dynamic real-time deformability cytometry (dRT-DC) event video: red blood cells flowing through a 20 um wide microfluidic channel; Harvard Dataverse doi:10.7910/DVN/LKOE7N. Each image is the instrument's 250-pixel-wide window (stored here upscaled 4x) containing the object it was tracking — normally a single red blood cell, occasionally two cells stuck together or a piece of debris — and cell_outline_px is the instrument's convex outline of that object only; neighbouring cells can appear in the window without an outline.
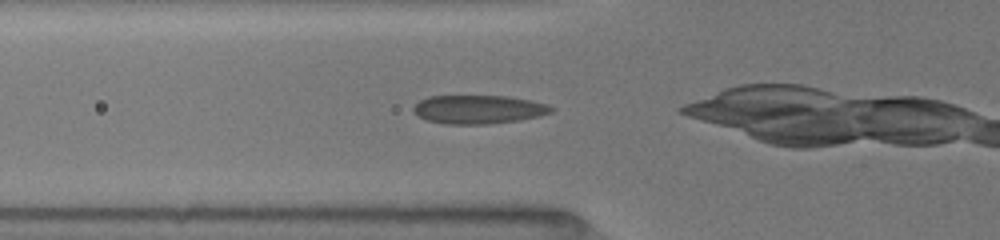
{"species": "common noctule bat (a hibernating species)", "species_latin": "Nyctalus noctula", "temperature_condition": "room temperature", "stored_images_in_passage": 24, "camera_frame_rate_fps": 3000, "um_per_image_px": 0.085, "animal": {"sex": "female", "body_mass_g": 19.5, "forearm_length_mm": 54.1}, "frame": {"image": 1, "passage_image": 2, "time_ms": 0.333, "image_size_px": [1000, 240], "cell_outline_px": [[552, 112], [540, 116], [520, 120], [488, 124], [444, 124], [428, 120], [416, 116], [412, 112], [412, 108], [420, 100], [428, 96], [508, 96], [548, 104], [552, 108]], "centroid_in_image_um": [40.63, 9.3], "position_along_channel_um": 85.2, "area_um2": 23.06}}
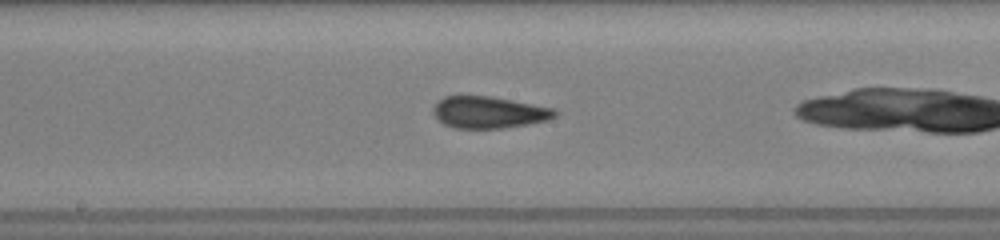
{"frame": {"image": 2, "passage_image": 11, "time_ms": 3.333, "image_size_px": [1000, 240], "cell_outline_px": [[560, 112], [556, 116], [548, 120], [528, 124], [504, 128], [456, 128], [444, 124], [432, 112], [432, 108], [436, 100], [444, 96], [492, 96], [556, 108]], "centroid_in_image_um": [41.58, 9.53], "position_along_channel_um": 206.6, "area_um2": 22.83}}
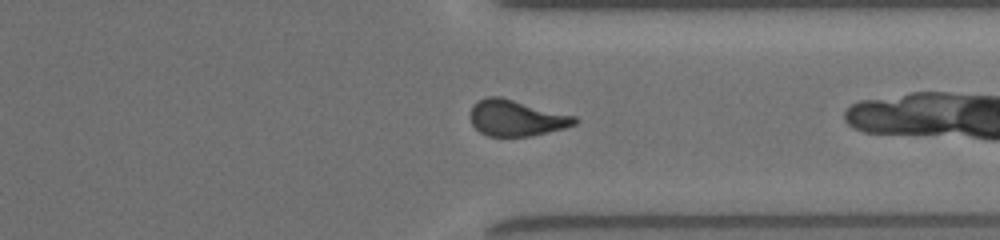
{"frame": {"image": 3, "passage_image": 23, "time_ms": 7.333, "image_size_px": [1000, 240], "cell_outline_px": [[580, 120], [576, 124], [564, 128], [532, 136], [488, 136], [480, 132], [472, 124], [468, 116], [472, 104], [476, 100], [488, 96], [500, 96], [576, 116]], "centroid_in_image_um": [43.85, 10.02], "position_along_channel_um": 367.5, "area_um2": 22.25}}